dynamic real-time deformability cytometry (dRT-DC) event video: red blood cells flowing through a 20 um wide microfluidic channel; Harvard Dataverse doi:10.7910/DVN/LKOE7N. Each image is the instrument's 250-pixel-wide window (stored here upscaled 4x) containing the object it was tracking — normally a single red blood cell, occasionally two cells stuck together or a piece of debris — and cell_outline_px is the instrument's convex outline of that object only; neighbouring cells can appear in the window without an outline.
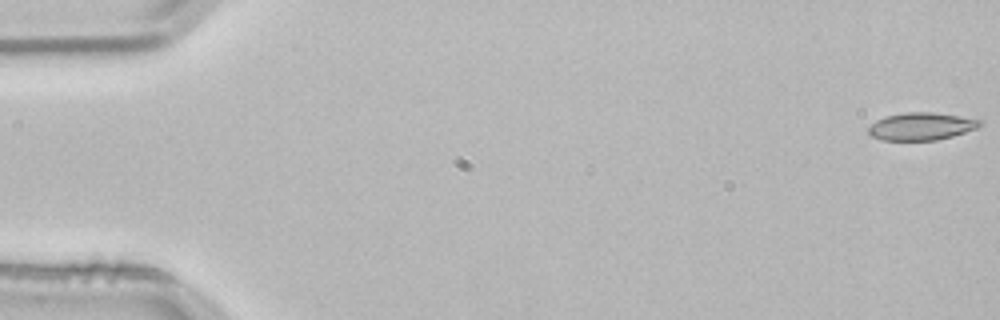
{"species": "common noctule bat (a hibernating species)", "species_latin": "Nyctalus noctula", "temperature_condition": "room temperature", "stored_images_in_passage": 3, "camera_frame_rate_fps": 3000, "um_per_image_px": 0.085, "animal": {"sex": "male", "body_mass_g": 21.5, "forearm_length_mm": 52.0}, "frame": {"image": 1, "passage_image": 1, "time_ms": 0.0, "image_size_px": [1000, 320], "cell_outline_px": [[984, 124], [976, 128], [952, 136], [936, 140], [880, 140], [872, 136], [868, 132], [868, 128], [876, 120], [888, 116], [908, 112], [932, 112], [980, 120]], "centroid_in_image_um": [78.29, 10.75], "position_along_channel_um": 6.7, "area_um2": 17.57}}